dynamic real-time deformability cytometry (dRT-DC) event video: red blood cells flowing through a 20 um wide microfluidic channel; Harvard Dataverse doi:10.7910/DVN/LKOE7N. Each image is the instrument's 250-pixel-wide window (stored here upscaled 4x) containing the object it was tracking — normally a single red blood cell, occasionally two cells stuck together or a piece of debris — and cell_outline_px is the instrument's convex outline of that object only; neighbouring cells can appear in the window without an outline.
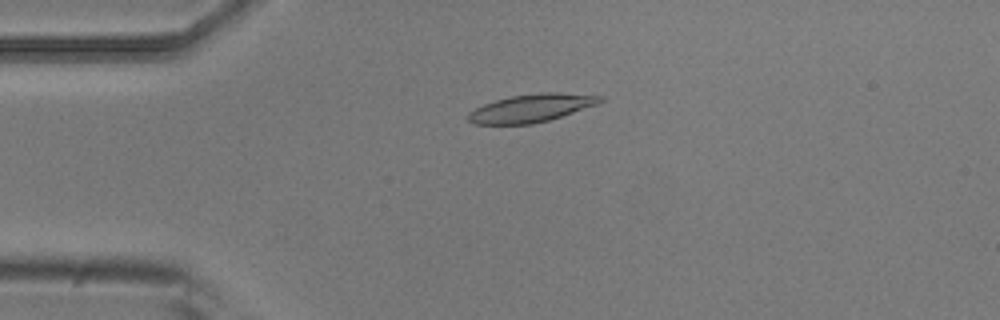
{"species": "common noctule bat (a hibernating species)", "species_latin": "Nyctalus noctula", "temperature_condition": "room temperature", "stored_images_in_passage": 3, "camera_frame_rate_fps": 3000, "um_per_image_px": 0.085, "animal": {"sex": "male", "body_mass_g": 20.5, "forearm_length_mm": 52.5}, "frame": {"image": 1, "passage_image": 3, "time_ms": 0.667, "image_size_px": [1000, 320], "cell_outline_px": [[604, 100], [596, 104], [548, 120], [532, 124], [472, 124], [468, 120], [468, 112], [484, 104], [496, 100], [512, 96], [540, 92], [556, 92], [604, 96]], "centroid_in_image_um": [45.13, 9.18], "position_along_channel_um": 39.9, "area_um2": 21.21}}